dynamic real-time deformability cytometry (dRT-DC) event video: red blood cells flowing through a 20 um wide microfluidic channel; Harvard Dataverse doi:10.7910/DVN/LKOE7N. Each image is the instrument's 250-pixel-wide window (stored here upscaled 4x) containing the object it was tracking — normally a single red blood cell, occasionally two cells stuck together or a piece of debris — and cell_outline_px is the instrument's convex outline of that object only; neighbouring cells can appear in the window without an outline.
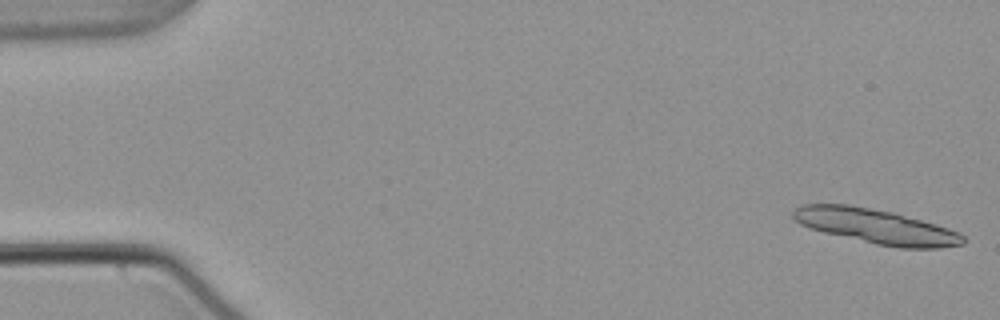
{"species": "common noctule bat (a hibernating species)", "species_latin": "Nyctalus noctula", "temperature_condition": "warm", "stored_images_in_passage": 15, "camera_frame_rate_fps": 3000, "um_per_image_px": 0.085, "animal": {"sex": "male", "body_mass_g": 21.5, "forearm_length_mm": 52.0}, "frame": {"image": 1, "passage_image": 1, "time_ms": 0.0, "image_size_px": [1000, 320], "cell_outline_px": [[964, 244], [940, 248], [900, 248], [876, 244], [824, 232], [808, 228], [800, 224], [792, 216], [792, 212], [800, 204], [848, 204], [892, 212], [948, 228], [960, 232], [964, 236]], "centroid_in_image_um": [74.45, 19.24], "position_along_channel_um": 10.6, "area_um2": 34.16}}